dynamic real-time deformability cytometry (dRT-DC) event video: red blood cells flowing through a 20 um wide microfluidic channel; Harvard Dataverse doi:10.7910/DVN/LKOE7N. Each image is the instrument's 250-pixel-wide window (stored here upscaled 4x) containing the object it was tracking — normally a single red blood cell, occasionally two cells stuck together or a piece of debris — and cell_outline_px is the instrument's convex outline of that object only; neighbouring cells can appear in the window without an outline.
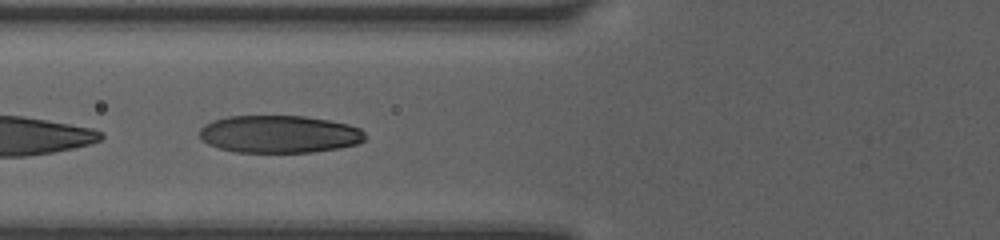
{"species": "human", "species_latin": "Homo sapiens", "temperature_condition": "room temperature", "stored_images_in_passage": 28, "camera_frame_rate_fps": 3000, "um_per_image_px": 0.085, "donor": {"sex": "female"}, "frame": {"image": 1, "passage_image": 12, "time_ms": 4.0, "image_size_px": [1000, 240], "cell_outline_px": [[368, 136], [364, 140], [356, 144], [340, 148], [312, 152], [236, 152], [220, 148], [208, 144], [200, 140], [200, 128], [204, 124], [212, 120], [228, 116], [304, 116], [328, 120], [348, 124], [360, 128]], "centroid_in_image_um": [23.73, 11.4], "position_along_channel_um": 102.1, "area_um2": 36.41}}
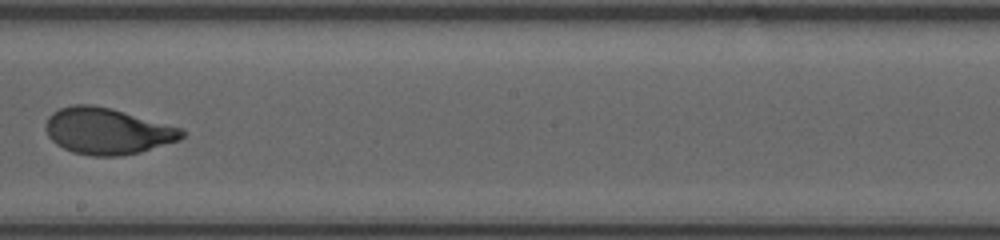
{"frame": {"image": 2, "passage_image": 20, "time_ms": 7.333, "image_size_px": [1000, 240], "cell_outline_px": [[188, 132], [180, 140], [140, 152], [120, 156], [92, 156], [72, 152], [56, 144], [48, 136], [44, 124], [48, 116], [52, 112], [60, 108], [72, 104], [92, 104], [112, 108], [180, 128]], "centroid_in_image_um": [9.1, 11.14], "position_along_channel_um": 239.1, "area_um2": 36.93}}
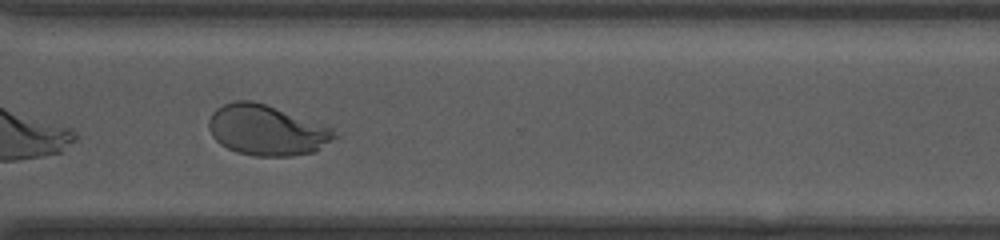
{"frame": {"image": 3, "passage_image": 24, "time_ms": 10.0, "image_size_px": [1000, 240], "cell_outline_px": [[340, 136], [316, 152], [292, 156], [256, 156], [236, 152], [220, 144], [212, 136], [208, 128], [208, 120], [212, 112], [216, 108], [232, 100], [252, 100], [264, 104], [332, 128]], "centroid_in_image_um": [22.66, 11.08], "position_along_channel_um": 347.9, "area_um2": 37.05}, "authors_computed_cell_mechanics": {"area_um2": 37.2521, "velocity_mm_per_s": 4.1007, "shape_relaxation_time_tau1_ms": 3.2803, "shape_relaxation_time_tau2_ms": null, "deformation_change_tau1": 0.1843, "deformation_change_tau2": null}}